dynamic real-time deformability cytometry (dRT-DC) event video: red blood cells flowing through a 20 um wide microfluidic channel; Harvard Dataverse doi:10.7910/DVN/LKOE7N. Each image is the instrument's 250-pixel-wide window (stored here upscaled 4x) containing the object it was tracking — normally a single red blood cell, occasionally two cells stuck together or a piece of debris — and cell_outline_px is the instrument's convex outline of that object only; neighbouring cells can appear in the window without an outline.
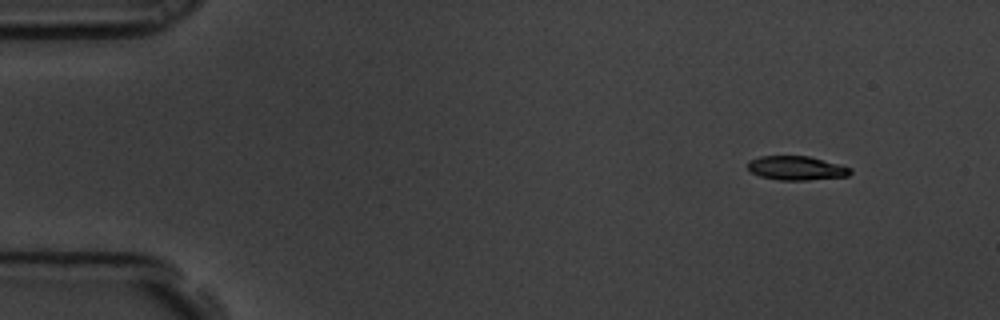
{"species": "common noctule bat (a hibernating species)", "species_latin": "Nyctalus noctula", "temperature_condition": "room temperature", "stored_images_in_passage": 5, "camera_frame_rate_fps": 3000, "um_per_image_px": 0.085, "animal": {"sex": "male", "body_mass_g": 19.5, "forearm_length_mm": 54.6}, "frame": {"image": 1, "passage_image": 1, "time_ms": 0.0, "image_size_px": [1000, 320], "cell_outline_px": [[852, 172], [848, 176], [808, 180], [776, 180], [760, 176], [752, 172], [748, 168], [748, 160], [760, 156], [808, 156], [840, 164], [852, 168]], "centroid_in_image_um": [67.71, 14.29], "position_along_channel_um": 17.3, "area_um2": 14.45}}
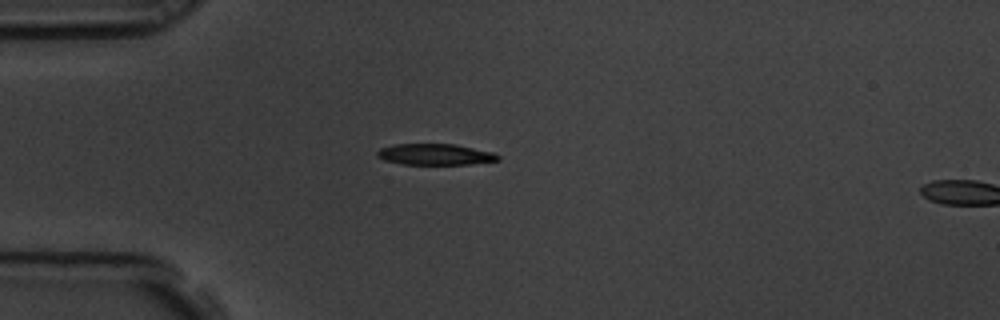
{"frame": {"image": 2, "passage_image": 4, "time_ms": 1.0, "image_size_px": [1000, 320], "cell_outline_px": [[500, 160], [468, 164], [404, 164], [384, 160], [376, 156], [376, 152], [380, 148], [396, 144], [456, 144], [492, 152], [500, 156]], "centroid_in_image_um": [36.97, 13.12], "position_along_channel_um": 48.0, "area_um2": 14.8}}